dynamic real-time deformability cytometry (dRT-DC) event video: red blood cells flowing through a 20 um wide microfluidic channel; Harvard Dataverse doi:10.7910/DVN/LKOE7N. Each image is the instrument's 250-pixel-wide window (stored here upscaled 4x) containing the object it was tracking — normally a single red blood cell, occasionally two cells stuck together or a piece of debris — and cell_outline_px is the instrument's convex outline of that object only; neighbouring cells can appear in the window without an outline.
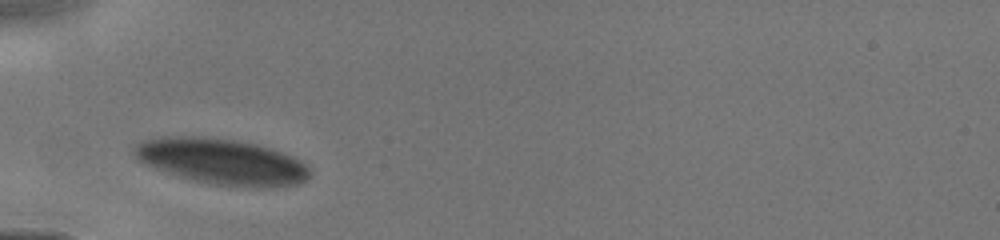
{"species": "human", "species_latin": "Homo sapiens", "temperature_condition": "cold", "stored_images_in_passage": 19, "camera_frame_rate_fps": 3000, "um_per_image_px": 0.085, "donor": {"sex": "male"}, "frame": {"image": 1, "passage_image": 1, "time_ms": 0.0, "image_size_px": [1000, 240], "cell_outline_px": [[308, 176], [304, 180], [296, 184], [272, 188], [248, 188], [216, 184], [196, 180], [180, 176], [144, 164], [136, 160], [132, 152], [132, 148], [140, 140], [160, 136], [208, 136], [236, 140], [256, 144], [272, 148], [292, 156], [300, 160], [308, 168]], "centroid_in_image_um": [18.8, 13.71], "position_along_channel_um": 66.2, "area_um2": 47.16}}
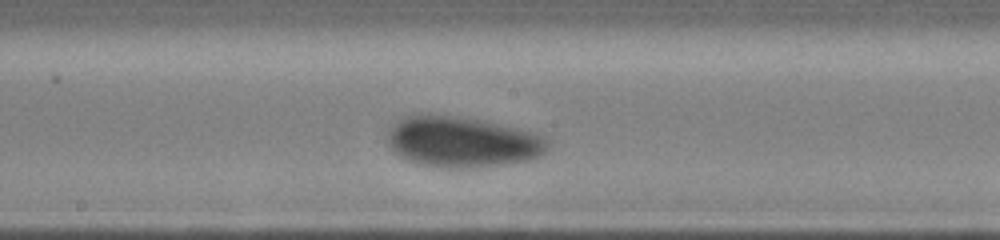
{"frame": {"image": 2, "passage_image": 12, "time_ms": 3.333, "image_size_px": [1000, 240], "cell_outline_px": [[548, 148], [544, 152], [532, 160], [468, 168], [440, 168], [416, 164], [400, 156], [384, 140], [392, 124], [404, 116], [420, 112], [432, 112], [484, 120], [536, 132], [544, 136], [548, 140]], "centroid_in_image_um": [39.24, 12.02], "position_along_channel_um": 209.0, "area_um2": 48.49}}
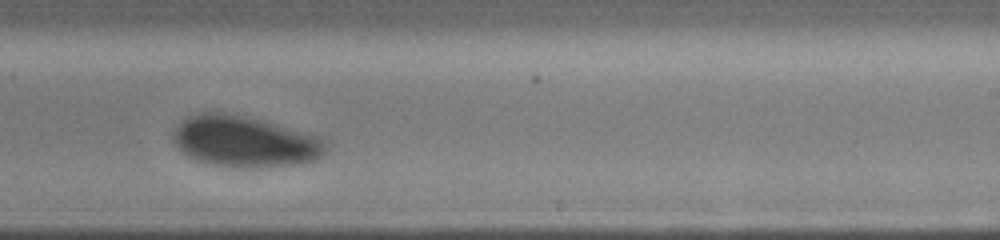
{"frame": {"image": 3, "passage_image": 17, "time_ms": 4.667, "image_size_px": [1000, 240], "cell_outline_px": [[328, 148], [316, 160], [296, 164], [248, 168], [212, 164], [196, 160], [180, 152], [172, 140], [172, 132], [180, 120], [184, 116], [196, 112], [224, 112], [264, 120], [316, 136], [324, 140]], "centroid_in_image_um": [20.71, 12.01], "position_along_channel_um": 268.3, "area_um2": 45.72}}